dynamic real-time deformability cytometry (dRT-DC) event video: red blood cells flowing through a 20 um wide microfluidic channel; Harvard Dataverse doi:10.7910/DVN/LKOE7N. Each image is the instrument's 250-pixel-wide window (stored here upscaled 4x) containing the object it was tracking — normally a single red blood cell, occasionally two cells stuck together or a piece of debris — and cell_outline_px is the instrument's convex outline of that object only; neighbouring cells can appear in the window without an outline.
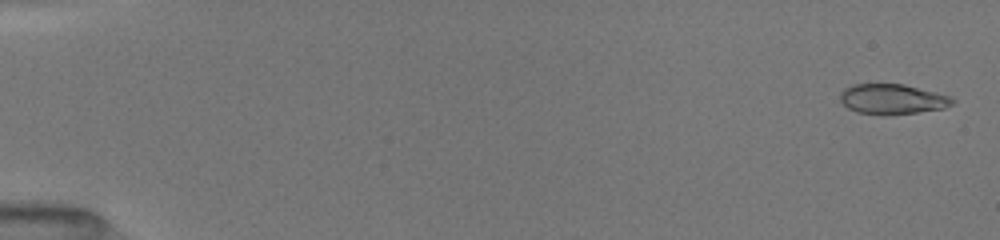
{"species": "common noctule bat (a hibernating species)", "species_latin": "Nyctalus noctula", "temperature_condition": "room temperature", "stored_images_in_passage": 17, "camera_frame_rate_fps": 3000, "um_per_image_px": 0.085, "animal": {"sex": "female", "body_mass_g": 19.5, "forearm_length_mm": 54.1}, "frame": {"image": 1, "passage_image": 2, "time_ms": 0.333, "image_size_px": [1000, 240], "cell_outline_px": [[956, 100], [952, 104], [944, 108], [916, 112], [884, 116], [856, 112], [848, 108], [840, 100], [840, 92], [844, 88], [852, 84], [904, 84], [952, 96]], "centroid_in_image_um": [75.84, 8.43], "position_along_channel_um": 9.2, "area_um2": 19.94}}
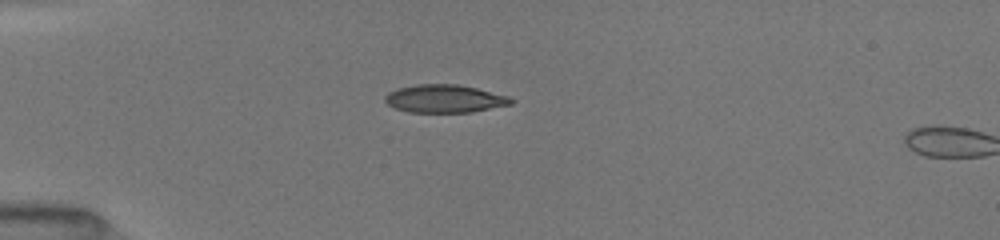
{"frame": {"image": 2, "passage_image": 15, "time_ms": 4.667, "image_size_px": [1000, 240], "cell_outline_px": [[516, 100], [512, 104], [472, 112], [408, 112], [396, 108], [388, 104], [384, 100], [384, 96], [388, 92], [396, 88], [416, 84], [456, 84], [476, 88], [508, 96]], "centroid_in_image_um": [37.78, 8.38], "position_along_channel_um": 47.2, "area_um2": 20.58}}